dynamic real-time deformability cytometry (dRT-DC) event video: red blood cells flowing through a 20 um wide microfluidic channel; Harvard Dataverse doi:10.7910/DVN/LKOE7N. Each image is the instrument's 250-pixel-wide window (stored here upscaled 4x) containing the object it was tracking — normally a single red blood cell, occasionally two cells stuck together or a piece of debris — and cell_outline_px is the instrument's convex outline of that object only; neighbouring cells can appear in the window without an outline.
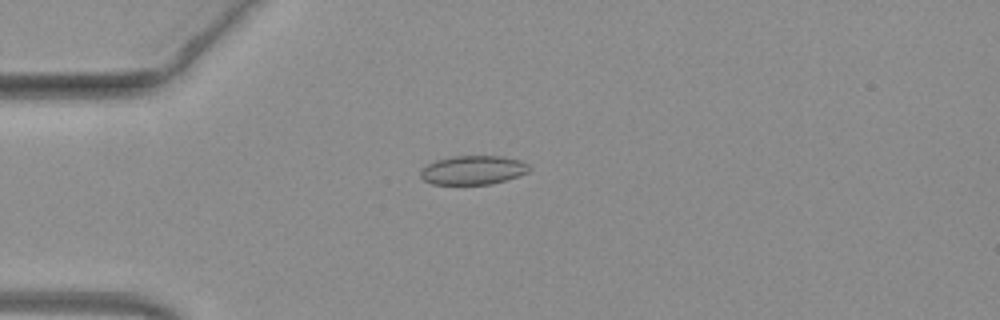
{"species": "common noctule bat (a hibernating species)", "species_latin": "Nyctalus noctula", "temperature_condition": "warm", "stored_images_in_passage": 45, "camera_frame_rate_fps": 3000, "um_per_image_px": 0.085, "animal": {"sex": "female", "body_mass_g": 19.3, "forearm_length_mm": 54.1}, "frame": {"image": 1, "passage_image": 7, "time_ms": 2.0, "image_size_px": [1000, 320], "cell_outline_px": [[528, 172], [504, 180], [488, 184], [432, 184], [424, 180], [420, 176], [420, 172], [428, 164], [436, 160], [452, 156], [500, 156], [520, 160], [528, 164]], "centroid_in_image_um": [40.18, 14.45], "position_along_channel_um": 44.8, "area_um2": 18.03}}
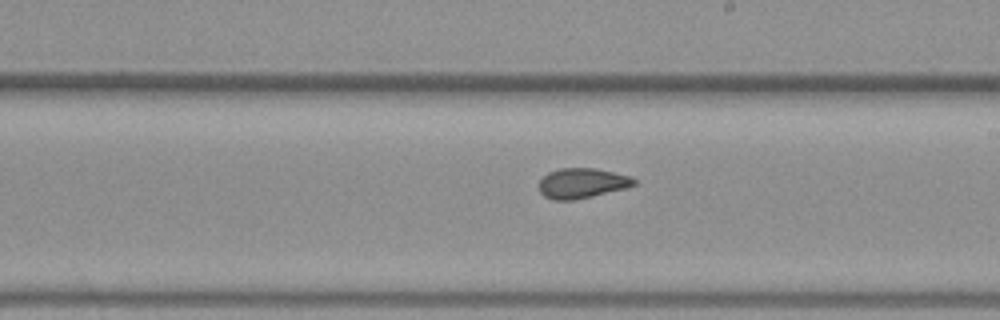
{"frame": {"image": 2, "passage_image": 23, "time_ms": 7.333, "image_size_px": [1000, 320], "cell_outline_px": [[636, 184], [628, 188], [592, 196], [572, 200], [552, 200], [544, 196], [540, 192], [540, 180], [548, 172], [560, 168], [596, 168], [632, 176], [636, 180]], "centroid_in_image_um": [49.5, 15.57], "position_along_channel_um": 239.5, "area_um2": 16.76}}
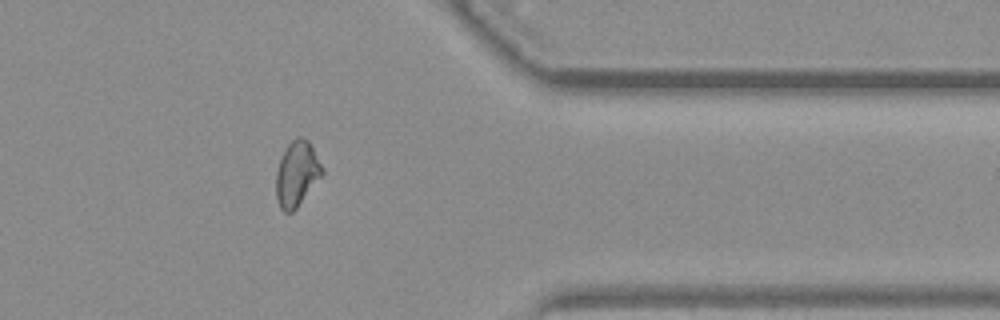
{"frame": {"image": 3, "passage_image": 35, "time_ms": 11.333, "image_size_px": [1000, 320], "cell_outline_px": [[324, 172], [296, 208], [292, 212], [284, 212], [280, 208], [276, 196], [276, 172], [280, 160], [288, 144], [296, 136], [300, 136], [308, 140], [324, 168]], "centroid_in_image_um": [25.23, 14.76], "position_along_channel_um": 386.2, "area_um2": 17.28}, "authors_computed_cell_mechanics": {"area_um2": 17.3978, "velocity_mm_per_s": 4.0368, "shape_relaxation_time_tau1_ms": null, "shape_relaxation_time_tau2_ms": 1.7656, "deformation_change_tau1": null, "deformation_change_tau2": 0.056}}